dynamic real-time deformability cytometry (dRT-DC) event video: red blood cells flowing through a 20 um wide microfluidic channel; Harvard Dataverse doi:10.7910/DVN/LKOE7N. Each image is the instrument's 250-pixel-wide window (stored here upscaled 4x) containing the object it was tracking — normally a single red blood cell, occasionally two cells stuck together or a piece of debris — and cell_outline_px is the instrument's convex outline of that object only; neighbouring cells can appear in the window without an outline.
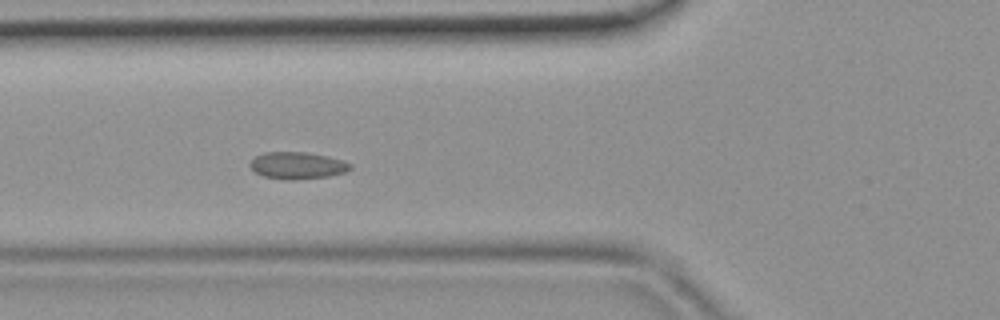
{"species": "common noctule bat (a hibernating species)", "species_latin": "Nyctalus noctula", "temperature_condition": "room temperature", "stored_images_in_passage": 7, "camera_frame_rate_fps": 3000, "um_per_image_px": 0.085, "animal": {"sex": "female", "body_mass_g": 19.9}, "frame": {"image": 1, "passage_image": 5, "time_ms": 1.333, "image_size_px": [1000, 320], "cell_outline_px": [[352, 168], [344, 172], [328, 176], [296, 180], [288, 180], [264, 176], [256, 172], [248, 164], [256, 156], [264, 152], [304, 152], [328, 156], [344, 160], [352, 164]], "centroid_in_image_um": [25.3, 14.06], "position_along_channel_um": 100.5, "area_um2": 15.72}}